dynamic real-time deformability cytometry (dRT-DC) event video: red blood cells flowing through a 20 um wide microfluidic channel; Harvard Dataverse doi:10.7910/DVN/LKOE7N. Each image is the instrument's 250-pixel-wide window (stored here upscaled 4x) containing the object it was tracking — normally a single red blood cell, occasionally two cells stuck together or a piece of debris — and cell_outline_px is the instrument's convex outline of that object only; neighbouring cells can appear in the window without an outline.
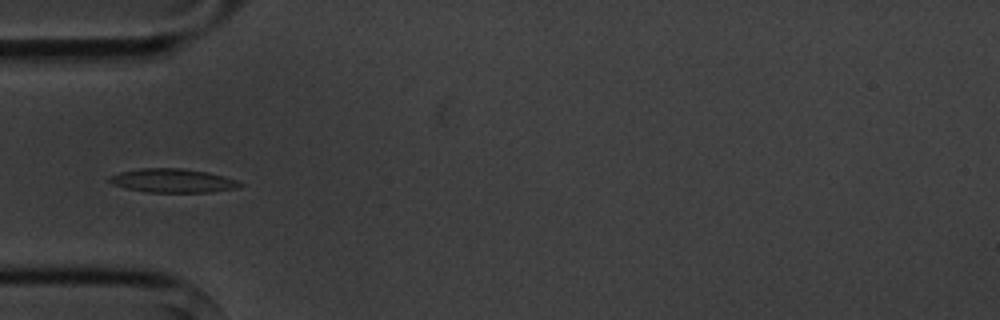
{"species": "common noctule bat (a hibernating species)", "species_latin": "Nyctalus noctula", "temperature_condition": "cold", "stored_images_in_passage": 6, "camera_frame_rate_fps": 3000, "um_per_image_px": 0.085, "animal": {"sex": "male", "body_mass_g": 20.1, "forearm_length_mm": 53.5}, "frame": {"image": 1, "passage_image": 6, "time_ms": 5.667, "image_size_px": [1000, 320], "cell_outline_px": [[244, 184], [236, 188], [212, 192], [148, 192], [128, 188], [112, 184], [108, 180], [108, 176], [120, 172], [140, 168], [184, 168], [208, 172], [236, 180]], "centroid_in_image_um": [14.67, 15.35], "position_along_channel_um": 70.3, "area_um2": 18.03}}